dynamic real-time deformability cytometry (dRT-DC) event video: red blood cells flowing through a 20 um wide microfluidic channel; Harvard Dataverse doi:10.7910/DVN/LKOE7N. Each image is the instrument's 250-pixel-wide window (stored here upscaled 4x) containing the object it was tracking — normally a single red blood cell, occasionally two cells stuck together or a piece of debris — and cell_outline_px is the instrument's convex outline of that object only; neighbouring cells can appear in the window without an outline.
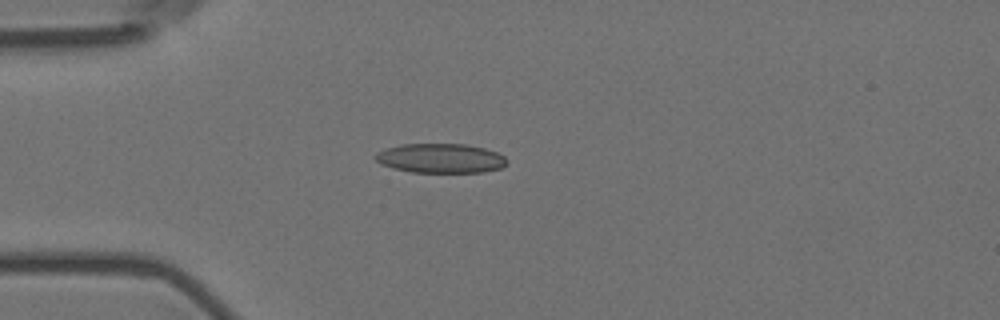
{"species": "Egyptian fruit bat (a non-hibernating species)", "species_latin": "Rousettus aegyptiacus", "temperature_condition": "room temperature", "stored_images_in_passage": 42, "camera_frame_rate_fps": 3000, "um_per_image_px": 0.085, "animal": {"sex": "female"}, "frame": {"image": 1, "passage_image": 1, "time_ms": 0.0, "image_size_px": [1000, 320], "cell_outline_px": [[508, 160], [500, 168], [484, 172], [412, 172], [392, 168], [380, 164], [372, 156], [376, 152], [384, 148], [400, 144], [468, 144], [484, 148], [496, 152], [504, 156]], "centroid_in_image_um": [37.39, 13.44], "position_along_channel_um": 47.6, "area_um2": 22.72}}
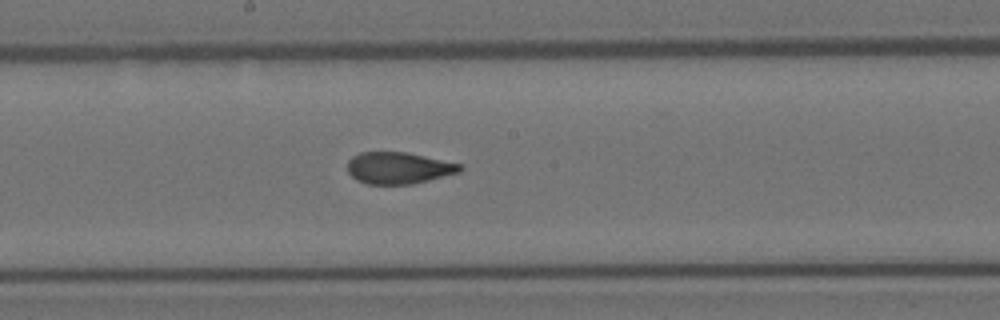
{"frame": {"image": 2, "passage_image": 16, "time_ms": 5.0, "image_size_px": [1000, 320], "cell_outline_px": [[464, 168], [460, 172], [412, 184], [368, 184], [356, 180], [348, 172], [348, 160], [352, 156], [360, 152], [408, 152], [460, 164]], "centroid_in_image_um": [33.86, 14.27], "position_along_channel_um": 214.3, "area_um2": 20.75}}
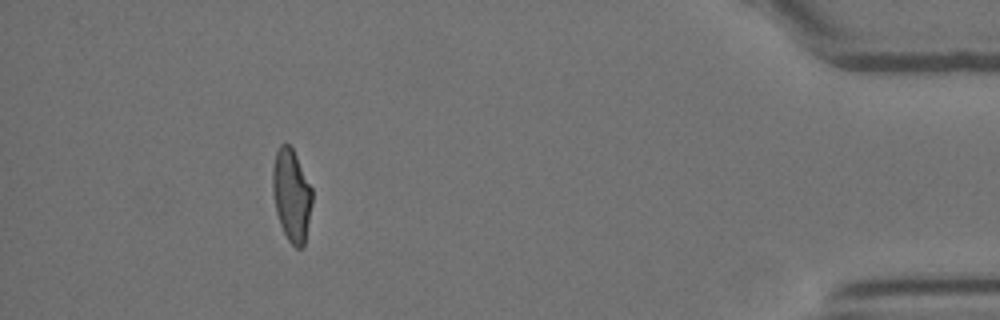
{"frame": {"image": 3, "passage_image": 37, "time_ms": 12.0, "image_size_px": [1000, 320], "cell_outline_px": [[312, 204], [304, 244], [300, 248], [296, 248], [288, 240], [280, 224], [276, 212], [272, 192], [272, 168], [276, 152], [280, 144], [288, 144], [292, 148], [312, 188]], "centroid_in_image_um": [24.76, 16.59], "position_along_channel_um": 410.4, "area_um2": 21.15}, "authors_computed_cell_mechanics": {"area_um2": 21.5883, "velocity_mm_per_s": 3.628, "shape_relaxation_time_tau1_ms": 6.6045, "shape_relaxation_time_tau2_ms": 1.3135, "deformation_change_tau1": 0.1842, "deformation_change_tau2": 0.0585}}